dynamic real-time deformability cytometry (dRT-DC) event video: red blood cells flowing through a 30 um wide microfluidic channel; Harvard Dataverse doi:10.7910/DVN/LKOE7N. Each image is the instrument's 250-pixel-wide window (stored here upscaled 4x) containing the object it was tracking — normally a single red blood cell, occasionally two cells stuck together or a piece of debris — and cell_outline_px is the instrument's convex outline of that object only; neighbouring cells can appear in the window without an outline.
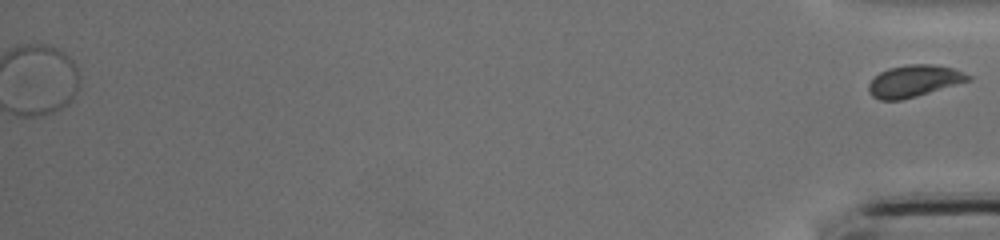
{"species": "common noctule bat (a hibernating species)", "species_latin": "Nyctalus noctula", "temperature_condition": "cold", "stored_images_in_passage": 37, "segment_of_instrument_passage": [2, 2], "camera_frame_rate_fps": 3000, "um_per_image_px": 0.085, "animal": {"sex": "female", "body_mass_g": 17.0, "forearm_length_mm": 48.0}, "frame": {"image": 1, "passage_image": 37, "time_ms": 12.0, "image_size_px": [1000, 240], "cell_outline_px": [[972, 80], [916, 96], [900, 100], [880, 100], [872, 96], [868, 92], [868, 84], [880, 72], [888, 68], [908, 64], [932, 64], [952, 68], [964, 72], [972, 76]], "centroid_in_image_um": [77.7, 6.88], "position_along_channel_um": 357.5, "area_um2": 18.44}}